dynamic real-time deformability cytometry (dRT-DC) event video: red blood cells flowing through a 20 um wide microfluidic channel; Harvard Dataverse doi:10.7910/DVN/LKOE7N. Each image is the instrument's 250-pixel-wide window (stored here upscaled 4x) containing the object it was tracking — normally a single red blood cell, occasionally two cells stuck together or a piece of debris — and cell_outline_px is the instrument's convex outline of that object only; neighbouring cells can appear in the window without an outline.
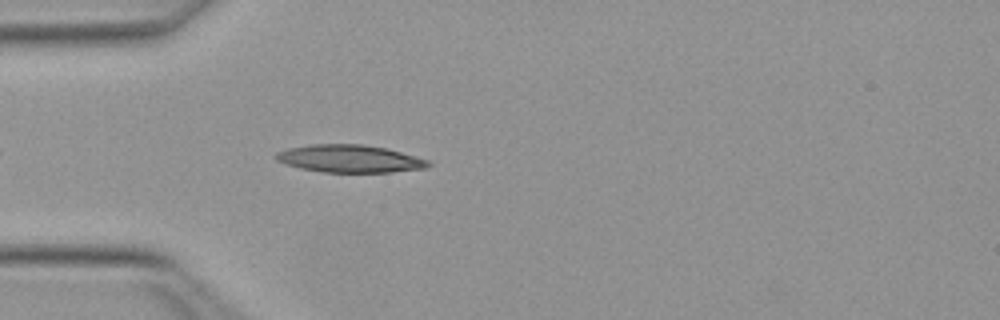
{"species": "Egyptian fruit bat (a non-hibernating species)", "species_latin": "Rousettus aegyptiacus", "temperature_condition": "warm", "stored_images_in_passage": 8, "camera_frame_rate_fps": 3000, "um_per_image_px": 0.085, "animal": {"sex": "female"}, "frame": {"image": 1, "passage_image": 4, "time_ms": 1.0, "image_size_px": [1000, 320], "cell_outline_px": [[432, 164], [424, 168], [392, 172], [324, 172], [300, 168], [284, 164], [276, 160], [276, 152], [288, 148], [312, 144], [364, 144], [384, 148], [416, 156], [428, 160]], "centroid_in_image_um": [29.7, 13.49], "position_along_channel_um": 55.3, "area_um2": 24.39}}
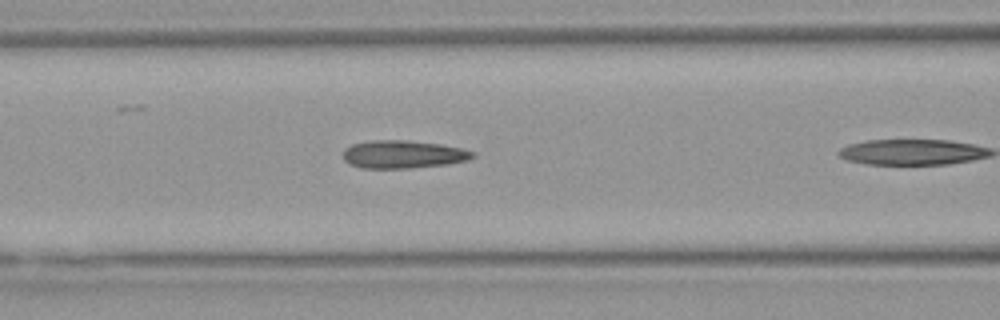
{"frame": {"image": 2, "passage_image": 7, "time_ms": 2.0, "image_size_px": [1000, 320], "cell_outline_px": [[476, 156], [468, 160], [448, 164], [412, 168], [364, 168], [348, 164], [344, 160], [344, 148], [352, 144], [368, 140], [408, 140], [440, 144], [460, 148], [476, 152]], "centroid_in_image_um": [34.27, 13.12], "position_along_channel_um": 132.3, "area_um2": 21.27}}